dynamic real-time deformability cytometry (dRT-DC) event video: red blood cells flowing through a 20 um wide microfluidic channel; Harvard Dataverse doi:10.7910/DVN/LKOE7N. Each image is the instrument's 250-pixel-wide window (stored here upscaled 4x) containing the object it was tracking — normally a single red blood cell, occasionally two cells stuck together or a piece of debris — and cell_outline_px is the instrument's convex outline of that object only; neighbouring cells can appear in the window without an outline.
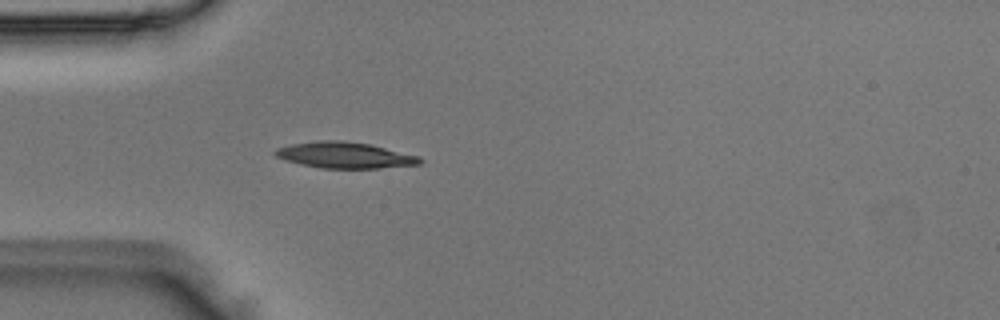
{"species": "Egyptian fruit bat (a non-hibernating species)", "species_latin": "Rousettus aegyptiacus", "temperature_condition": "room temperature", "stored_images_in_passage": 4, "camera_frame_rate_fps": 3000, "um_per_image_px": 0.085, "animal": {"sex": "male"}, "frame": {"image": 1, "passage_image": 4, "time_ms": 1.0, "image_size_px": [1000, 320], "cell_outline_px": [[424, 160], [420, 164], [380, 168], [320, 168], [300, 164], [284, 160], [276, 156], [272, 152], [276, 148], [292, 144], [316, 140], [344, 140], [372, 144], [420, 156]], "centroid_in_image_um": [29.31, 13.18], "position_along_channel_um": 55.7, "area_um2": 22.31}}